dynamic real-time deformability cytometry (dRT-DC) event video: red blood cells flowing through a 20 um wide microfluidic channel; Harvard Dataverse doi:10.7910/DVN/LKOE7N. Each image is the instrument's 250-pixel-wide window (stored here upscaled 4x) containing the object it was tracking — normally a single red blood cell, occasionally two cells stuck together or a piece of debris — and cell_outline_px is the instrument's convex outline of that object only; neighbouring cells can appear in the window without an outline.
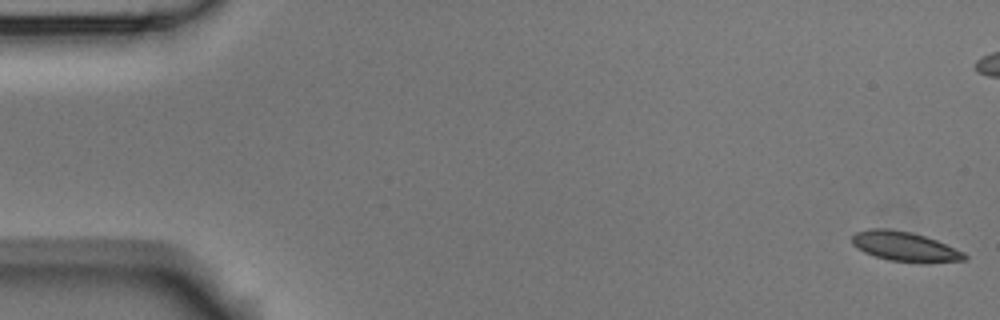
{"species": "Egyptian fruit bat (a non-hibernating species)", "species_latin": "Rousettus aegyptiacus", "temperature_condition": "room temperature", "stored_images_in_passage": 57, "camera_frame_rate_fps": 3000, "um_per_image_px": 0.085, "animal": {"sex": "male"}, "frame": {"image": 1, "passage_image": 1, "time_ms": 0.0, "image_size_px": [1000, 320], "cell_outline_px": [[968, 256], [964, 260], [924, 264], [920, 264], [888, 260], [864, 252], [852, 244], [852, 236], [856, 232], [868, 228], [888, 228], [912, 232], [936, 240], [964, 252]], "centroid_in_image_um": [76.92, 20.97], "position_along_channel_um": 8.1, "area_um2": 19.71}}
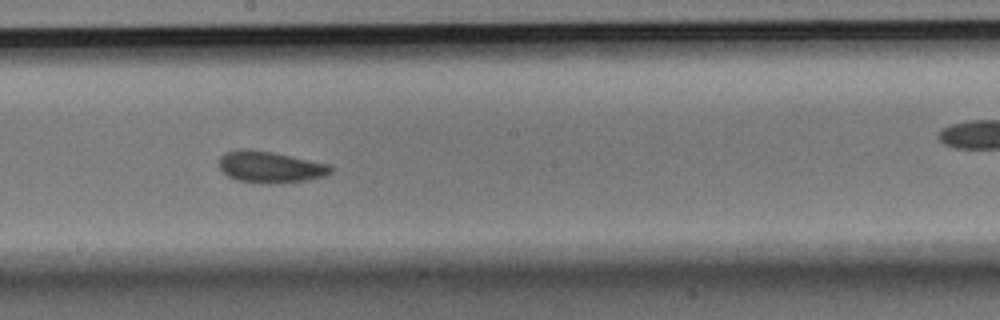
{"frame": {"image": 2, "passage_image": 31, "time_ms": 10.0, "image_size_px": [1000, 320], "cell_outline_px": [[332, 172], [324, 176], [308, 180], [272, 184], [260, 184], [236, 180], [228, 176], [220, 168], [220, 156], [224, 152], [240, 148], [248, 148], [272, 152], [332, 164]], "centroid_in_image_um": [22.97, 14.19], "position_along_channel_um": 225.2, "area_um2": 20.87}}
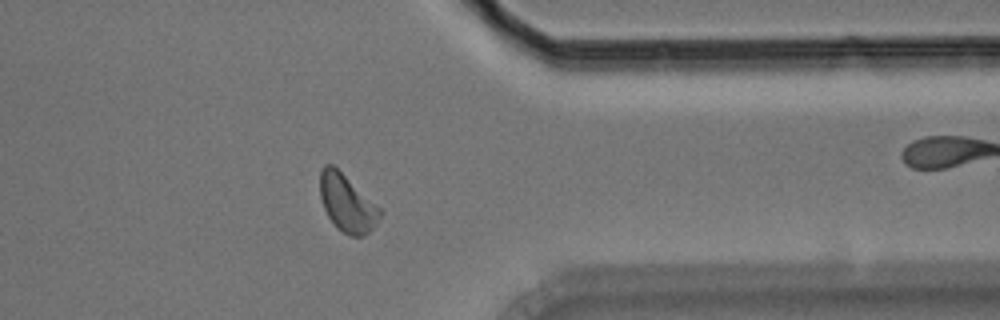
{"frame": {"image": 3, "passage_image": 45, "time_ms": 14.667, "image_size_px": [1000, 320], "cell_outline_px": [[380, 216], [376, 224], [364, 236], [348, 236], [328, 216], [324, 208], [320, 196], [320, 172], [324, 164], [332, 164], [380, 208]], "centroid_in_image_um": [29.48, 17.26], "position_along_channel_um": 381.9, "area_um2": 19.36}, "authors_computed_cell_mechanics": {"area_um2": 19.652, "velocity_mm_per_s": 3.5636, "shape_relaxation_time_tau1_ms": 2.5848, "shape_relaxation_time_tau2_ms": 2.747, "deformation_change_tau1": 0.1012, "deformation_change_tau2": 0.0837}}